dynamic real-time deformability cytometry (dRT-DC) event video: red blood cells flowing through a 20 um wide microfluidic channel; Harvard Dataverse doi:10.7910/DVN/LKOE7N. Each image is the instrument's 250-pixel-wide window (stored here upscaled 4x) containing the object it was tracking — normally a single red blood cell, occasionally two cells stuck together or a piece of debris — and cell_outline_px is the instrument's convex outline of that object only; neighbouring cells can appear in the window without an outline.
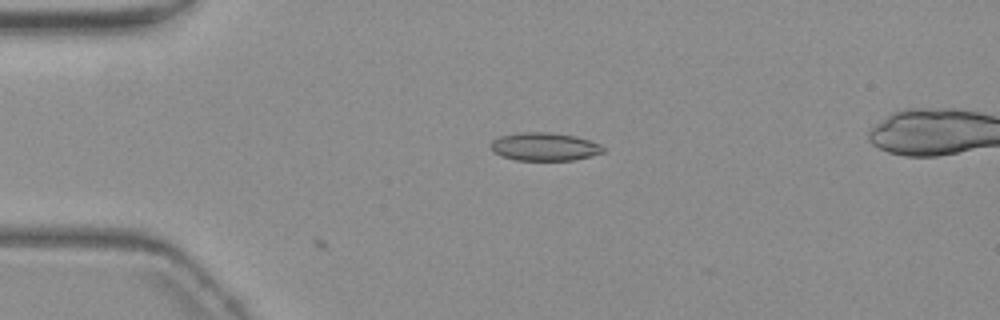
{"species": "common noctule bat (a hibernating species)", "species_latin": "Nyctalus noctula", "temperature_condition": "warm", "stored_images_in_passage": 13, "camera_frame_rate_fps": 3000, "um_per_image_px": 0.085, "animal": {"sex": "female", "body_mass_g": 19.3, "forearm_length_mm": 54.1}, "frame": {"image": 1, "passage_image": 13, "time_ms": 4.0, "image_size_px": [1000, 320], "cell_outline_px": [[604, 152], [592, 156], [572, 160], [516, 160], [500, 156], [492, 152], [488, 148], [488, 144], [492, 140], [500, 136], [516, 132], [548, 132], [576, 136], [600, 144], [604, 148]], "centroid_in_image_um": [46.21, 12.46], "position_along_channel_um": 38.8, "area_um2": 18.73}}